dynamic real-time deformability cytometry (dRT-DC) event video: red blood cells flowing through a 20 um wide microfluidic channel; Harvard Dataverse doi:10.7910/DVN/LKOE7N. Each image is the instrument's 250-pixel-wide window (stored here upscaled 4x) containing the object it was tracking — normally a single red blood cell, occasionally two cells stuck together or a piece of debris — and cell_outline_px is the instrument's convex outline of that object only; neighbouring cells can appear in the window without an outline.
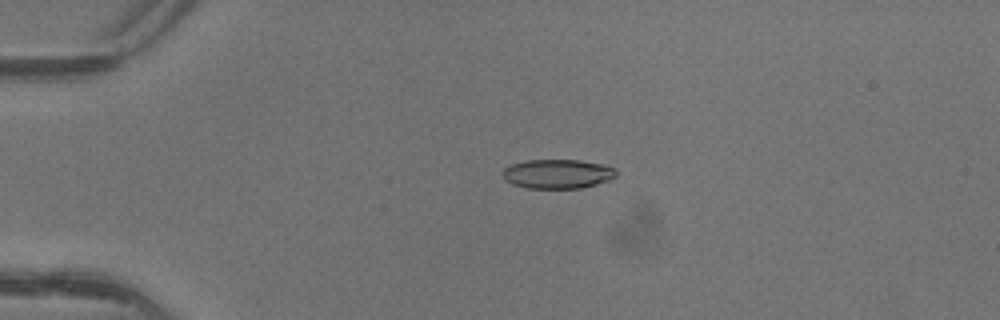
{"species": "common noctule bat (a hibernating species)", "species_latin": "Nyctalus noctula", "temperature_condition": "warm", "stored_images_in_passage": 5, "camera_frame_rate_fps": 3000, "um_per_image_px": 0.085, "animal": {"sex": "female"}, "frame": {"image": 1, "passage_image": 4, "time_ms": 1.0, "image_size_px": [1000, 320], "cell_outline_px": [[616, 176], [608, 180], [596, 184], [580, 188], [528, 188], [512, 184], [504, 180], [500, 172], [504, 168], [512, 164], [528, 160], [580, 160], [604, 164], [612, 168], [616, 172]], "centroid_in_image_um": [47.34, 14.78], "position_along_channel_um": 37.7, "area_um2": 19.36}}